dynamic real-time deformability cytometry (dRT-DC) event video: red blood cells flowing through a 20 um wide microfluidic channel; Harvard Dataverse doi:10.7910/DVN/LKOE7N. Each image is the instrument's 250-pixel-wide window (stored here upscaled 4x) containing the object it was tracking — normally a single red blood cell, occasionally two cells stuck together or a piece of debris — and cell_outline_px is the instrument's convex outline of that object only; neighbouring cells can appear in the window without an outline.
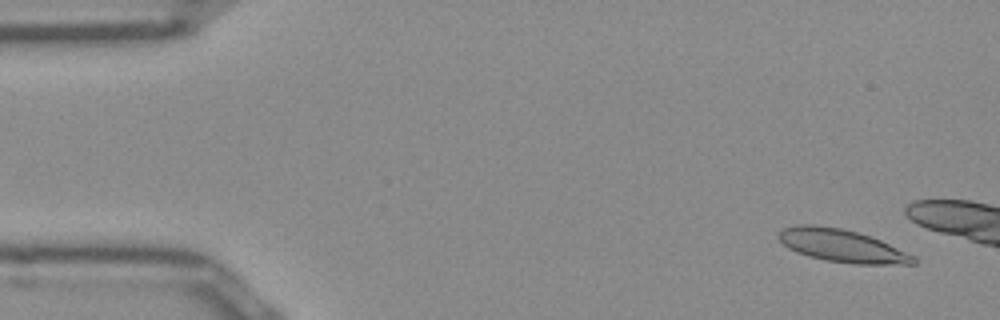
{"species": "Egyptian fruit bat (a non-hibernating species)", "species_latin": "Rousettus aegyptiacus", "temperature_condition": "room temperature", "stored_images_in_passage": 12, "camera_frame_rate_fps": 3000, "um_per_image_px": 0.085, "frame": {"image": 1, "passage_image": 3, "time_ms": 0.667, "image_size_px": [1000, 320], "cell_outline_px": [[916, 264], [856, 264], [828, 260], [808, 256], [796, 252], [788, 248], [776, 236], [784, 228], [800, 224], [812, 224], [840, 228], [856, 232], [880, 240], [916, 256]], "centroid_in_image_um": [71.57, 20.89], "position_along_channel_um": 13.4, "area_um2": 25.49}}